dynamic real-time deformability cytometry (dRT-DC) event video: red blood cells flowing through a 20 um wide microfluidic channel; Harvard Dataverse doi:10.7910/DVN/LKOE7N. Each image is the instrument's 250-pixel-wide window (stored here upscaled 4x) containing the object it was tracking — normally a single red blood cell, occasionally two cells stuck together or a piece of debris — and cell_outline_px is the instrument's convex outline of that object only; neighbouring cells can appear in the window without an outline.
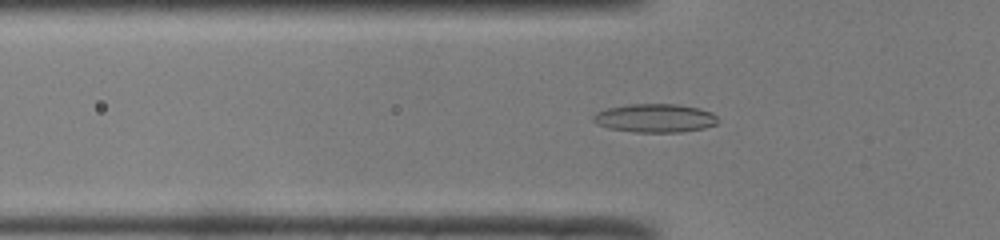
{"species": "common noctule bat (a hibernating species)", "species_latin": "Nyctalus noctula", "temperature_condition": "room temperature", "stored_images_in_passage": 50, "camera_frame_rate_fps": 3000, "um_per_image_px": 0.085, "animal": {"sex": "male", "body_mass_g": 19.0, "forearm_length_mm": 50.8}, "frame": {"image": 1, "passage_image": 17, "time_ms": 5.333, "image_size_px": [1000, 240], "cell_outline_px": [[716, 124], [704, 128], [680, 132], [632, 132], [608, 128], [596, 124], [592, 120], [592, 116], [596, 112], [608, 108], [628, 104], [680, 104], [700, 108], [712, 112], [716, 116]], "centroid_in_image_um": [55.65, 10.03], "position_along_channel_um": 70.2, "area_um2": 20.87}}
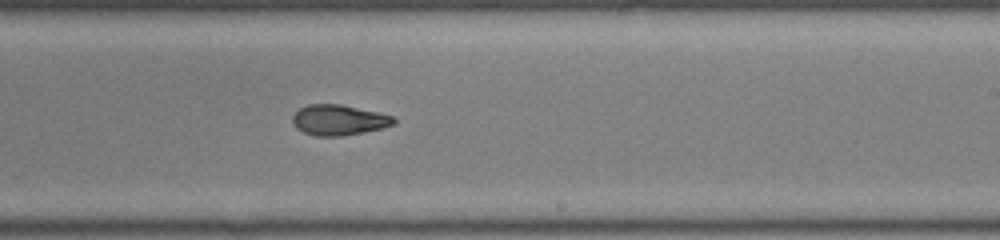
{"frame": {"image": 2, "passage_image": 31, "time_ms": 10.0, "image_size_px": [1000, 240], "cell_outline_px": [[396, 124], [380, 128], [340, 136], [316, 136], [304, 132], [296, 128], [292, 124], [292, 116], [300, 108], [308, 104], [340, 104], [380, 112], [392, 116], [396, 120]], "centroid_in_image_um": [28.78, 10.19], "position_along_channel_um": 260.2, "area_um2": 17.92}}
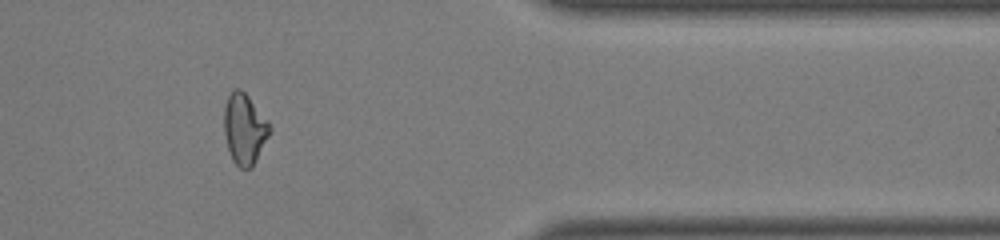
{"frame": {"image": 3, "passage_image": 42, "time_ms": 13.667, "image_size_px": [1000, 240], "cell_outline_px": [[272, 128], [252, 168], [240, 168], [232, 160], [228, 148], [224, 132], [224, 108], [228, 96], [236, 88], [240, 88], [248, 96]], "centroid_in_image_um": [20.76, 10.97], "position_along_channel_um": 390.6, "area_um2": 18.38}, "authors_computed_cell_mechanics": {"area_um2": 18.8717, "velocity_mm_per_s": 4.0797, "shape_relaxation_time_tau1_ms": null, "shape_relaxation_time_tau2_ms": 2.2544, "deformation_change_tau1": null, "deformation_change_tau2": 0.0893}}